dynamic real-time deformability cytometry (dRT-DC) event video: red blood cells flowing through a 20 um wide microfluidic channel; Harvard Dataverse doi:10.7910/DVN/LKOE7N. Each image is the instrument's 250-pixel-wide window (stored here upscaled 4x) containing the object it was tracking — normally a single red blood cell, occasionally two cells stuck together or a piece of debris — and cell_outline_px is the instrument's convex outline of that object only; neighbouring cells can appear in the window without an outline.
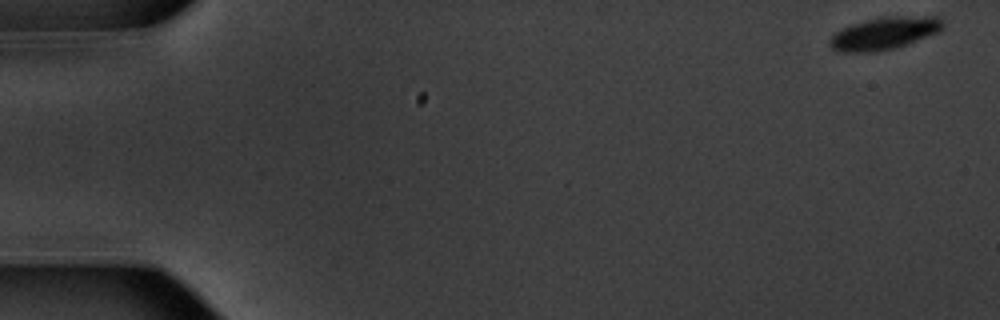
{"species": "common noctule bat (a hibernating species)", "species_latin": "Nyctalus noctula", "temperature_condition": "warm", "stored_images_in_passage": 54, "camera_frame_rate_fps": 3000, "um_per_image_px": 0.085, "animal": {"sex": "male", "body_mass_g": 20.1, "forearm_length_mm": 53.5}, "frame": {"image": 1, "passage_image": 1, "time_ms": 0.0, "image_size_px": [1000, 320], "cell_outline_px": [[944, 28], [940, 32], [892, 48], [876, 52], [836, 52], [828, 44], [828, 40], [836, 32], [852, 24], [868, 20], [892, 16], [936, 16], [944, 24]], "centroid_in_image_um": [75.15, 2.84], "position_along_channel_um": 9.8, "area_um2": 21.1}}
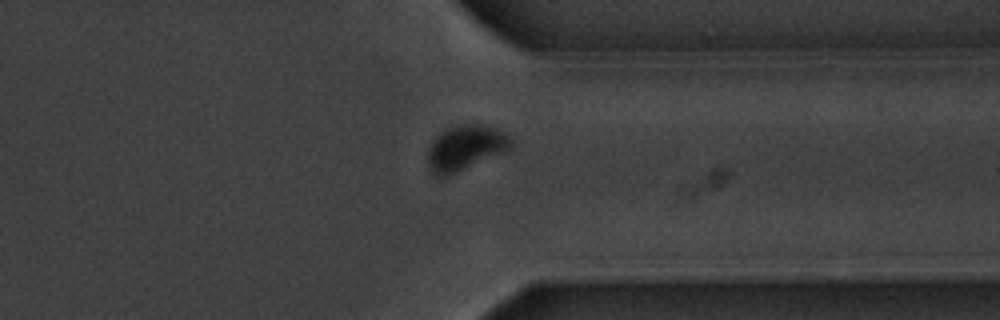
{"frame": {"image": 2, "passage_image": 42, "time_ms": 13.667, "image_size_px": [1000, 320], "cell_outline_px": [[512, 148], [504, 152], [448, 176], [436, 176], [432, 172], [428, 164], [428, 148], [436, 136], [440, 132], [448, 128], [460, 124], [484, 124], [496, 128], [504, 132], [512, 140]], "centroid_in_image_um": [39.56, 12.55], "position_along_channel_um": 371.8, "area_um2": 21.85}}
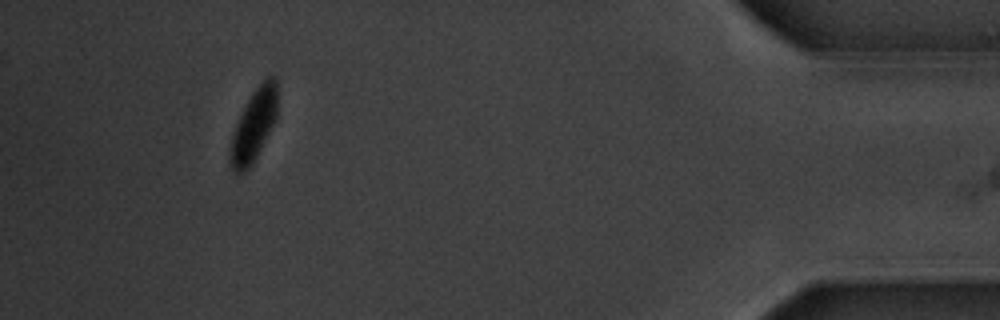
{"frame": {"image": 3, "passage_image": 50, "time_ms": 16.333, "image_size_px": [1000, 320], "cell_outline_px": [[276, 120], [252, 164], [244, 172], [236, 176], [232, 172], [228, 160], [228, 148], [236, 124], [252, 92], [268, 76], [272, 76], [276, 80]], "centroid_in_image_um": [21.52, 10.75], "position_along_channel_um": 413.7, "area_um2": 19.71}, "authors_computed_cell_mechanics": {"area_um2": 22.0796, "velocity_mm_per_s": 3.7221, "shape_relaxation_time_tau1_ms": 1.5431, "shape_relaxation_time_tau2_ms": null, "deformation_change_tau1": 0.117, "deformation_change_tau2": null}}